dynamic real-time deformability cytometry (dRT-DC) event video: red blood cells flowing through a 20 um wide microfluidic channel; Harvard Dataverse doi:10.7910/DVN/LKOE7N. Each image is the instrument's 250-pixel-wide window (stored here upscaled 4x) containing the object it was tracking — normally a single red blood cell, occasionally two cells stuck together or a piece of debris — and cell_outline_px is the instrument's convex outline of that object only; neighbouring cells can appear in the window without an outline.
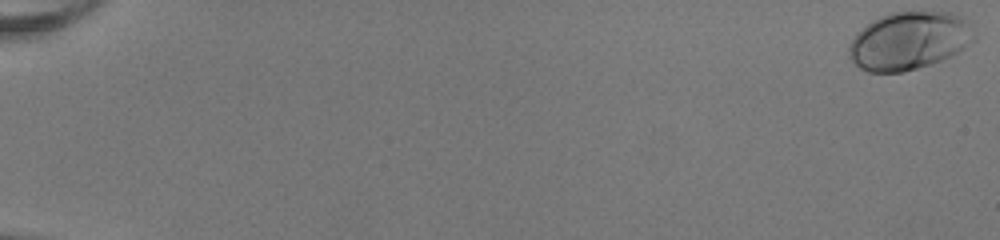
{"species": "human", "species_latin": "Homo sapiens", "temperature_condition": "room temperature", "stored_images_in_passage": 53, "camera_frame_rate_fps": 3000, "um_per_image_px": 0.085, "donor": {"sex": "female"}, "frame": {"image": 1, "passage_image": 1, "time_ms": 0.0, "image_size_px": [1000, 240], "cell_outline_px": [[976, 40], [952, 56], [904, 72], [868, 72], [860, 68], [848, 56], [848, 44], [856, 32], [872, 20], [880, 16], [892, 12], [952, 12], [960, 16], [964, 20], [976, 36]], "centroid_in_image_um": [77.24, 3.46], "position_along_channel_um": 7.8, "area_um2": 42.25}}
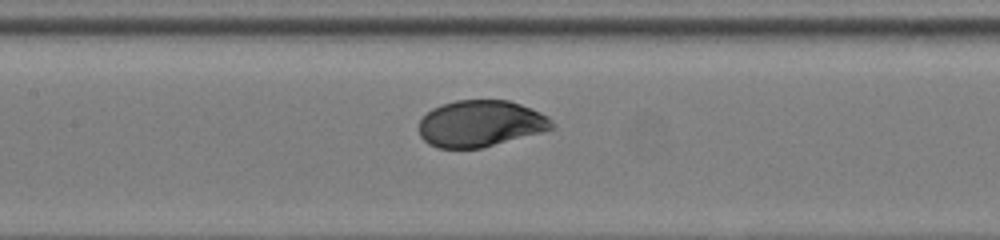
{"frame": {"image": 2, "passage_image": 28, "time_ms": 9.0, "image_size_px": [1000, 240], "cell_outline_px": [[556, 128], [544, 132], [480, 148], [436, 148], [428, 144], [420, 136], [420, 120], [432, 108], [440, 104], [456, 100], [508, 100], [532, 108], [548, 116], [556, 124]], "centroid_in_image_um": [40.88, 10.5], "position_along_channel_um": 166.5, "area_um2": 36.3}}
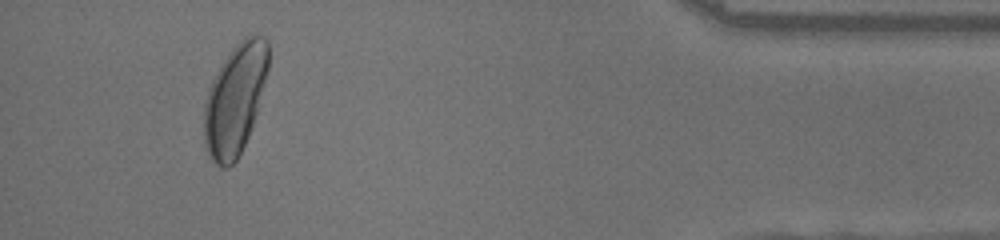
{"frame": {"image": 3, "passage_image": 50, "time_ms": 16.333, "image_size_px": [1000, 240], "cell_outline_px": [[268, 72], [252, 128], [236, 160], [228, 168], [220, 168], [212, 160], [208, 152], [204, 140], [204, 104], [208, 88], [220, 64], [232, 48], [244, 36], [252, 32], [264, 36], [268, 40]], "centroid_in_image_um": [19.98, 8.4], "position_along_channel_um": 415.2, "area_um2": 41.73}, "authors_computed_cell_mechanics": {"area_um2": 37.3966, "velocity_mm_per_s": 4.0508, "shape_relaxation_time_tau1_ms": 2.4161, "shape_relaxation_time_tau2_ms": null, "deformation_change_tau1": 0.1508, "deformation_change_tau2": null}}